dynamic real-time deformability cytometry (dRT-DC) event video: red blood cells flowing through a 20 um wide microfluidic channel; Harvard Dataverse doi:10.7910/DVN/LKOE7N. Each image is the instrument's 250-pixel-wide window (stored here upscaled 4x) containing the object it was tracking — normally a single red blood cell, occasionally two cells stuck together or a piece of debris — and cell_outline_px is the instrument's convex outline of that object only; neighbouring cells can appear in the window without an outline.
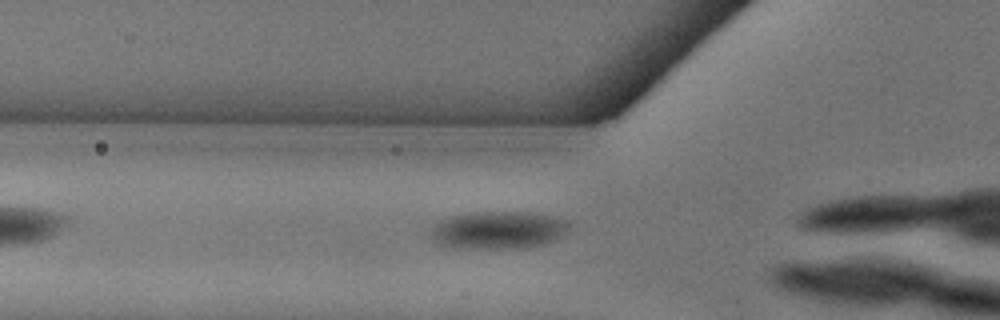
{"species": "common noctule bat (a hibernating species)", "species_latin": "Nyctalus noctula", "temperature_condition": "warm", "stored_images_in_passage": 9, "camera_frame_rate_fps": 3000, "um_per_image_px": 0.085, "animal": {"sex": "female"}, "frame": {"image": 1, "passage_image": 4, "time_ms": 1.0, "image_size_px": [1000, 320], "cell_outline_px": [[568, 228], [556, 240], [544, 244], [524, 248], [464, 248], [440, 244], [432, 240], [432, 232], [436, 224], [440, 220], [456, 216], [476, 212], [528, 212], [552, 216], [568, 220]], "centroid_in_image_um": [42.4, 19.56], "position_along_channel_um": 83.4, "area_um2": 29.88}}
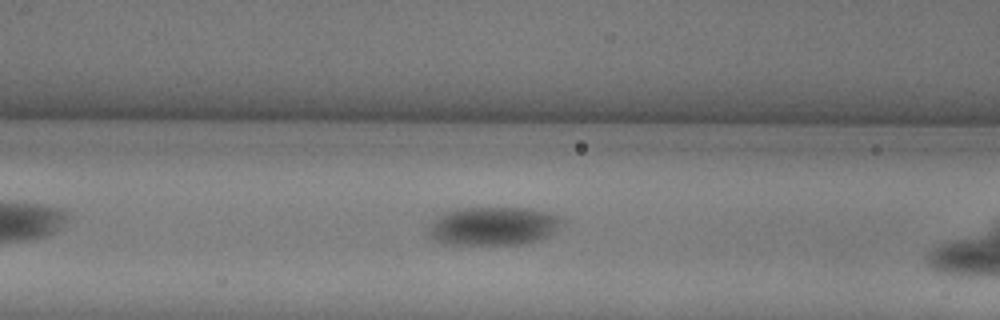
{"frame": {"image": 2, "passage_image": 7, "time_ms": 2.0, "image_size_px": [1000, 320], "cell_outline_px": [[560, 220], [552, 232], [548, 236], [540, 240], [520, 244], [460, 244], [436, 240], [432, 236], [432, 228], [436, 220], [440, 216], [448, 212], [464, 208], [524, 208], [544, 212], [556, 216]], "centroid_in_image_um": [41.97, 19.22], "position_along_channel_um": 124.6, "area_um2": 28.38}}